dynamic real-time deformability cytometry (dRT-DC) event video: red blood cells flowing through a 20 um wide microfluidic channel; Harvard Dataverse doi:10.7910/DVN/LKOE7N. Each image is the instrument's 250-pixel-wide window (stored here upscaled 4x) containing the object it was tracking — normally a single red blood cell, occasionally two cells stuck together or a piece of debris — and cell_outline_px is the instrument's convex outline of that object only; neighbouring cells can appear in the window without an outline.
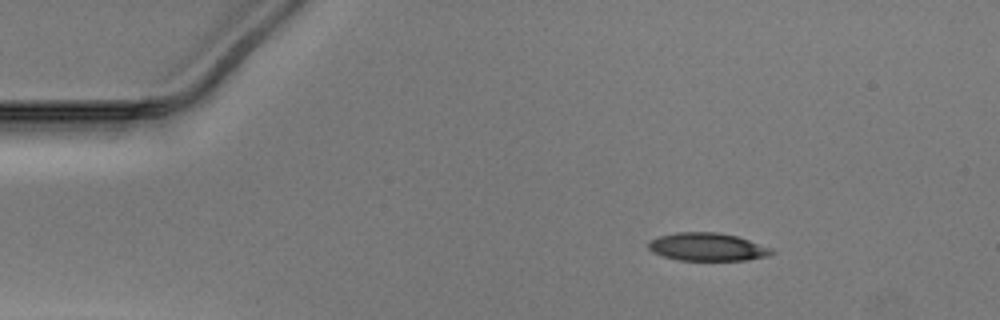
{"species": "Egyptian fruit bat (a non-hibernating species)", "species_latin": "Rousettus aegyptiacus", "temperature_condition": "warm", "stored_images_in_passage": 44, "camera_frame_rate_fps": 3000, "um_per_image_px": 0.085, "animal": {"sex": "male"}, "frame": {"image": 1, "passage_image": 1, "time_ms": 0.0, "image_size_px": [1000, 320], "cell_outline_px": [[776, 252], [768, 256], [748, 260], [680, 260], [664, 256], [652, 252], [648, 248], [648, 240], [660, 236], [676, 232], [716, 232], [736, 236], [772, 248]], "centroid_in_image_um": [60.12, 20.99], "position_along_channel_um": 24.9, "area_um2": 20.06}}
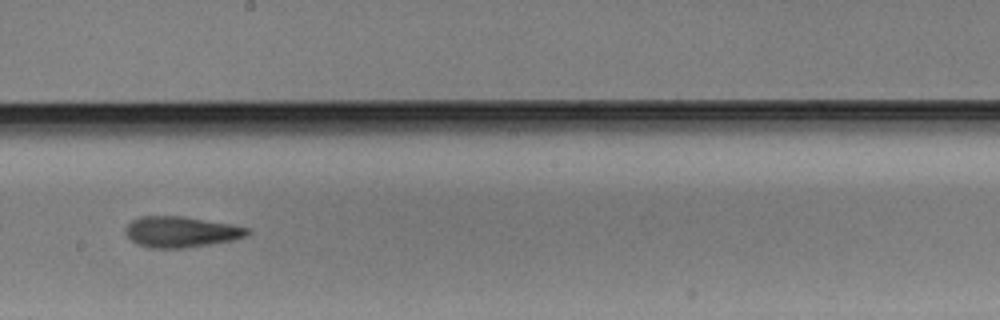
{"frame": {"image": 2, "passage_image": 22, "time_ms": 7.0, "image_size_px": [1000, 320], "cell_outline_px": [[252, 232], [248, 236], [232, 240], [184, 248], [152, 248], [140, 244], [132, 240], [124, 232], [124, 228], [132, 220], [140, 216], [184, 216], [232, 224], [252, 228]], "centroid_in_image_um": [15.44, 19.69], "position_along_channel_um": 232.8, "area_um2": 22.02}}
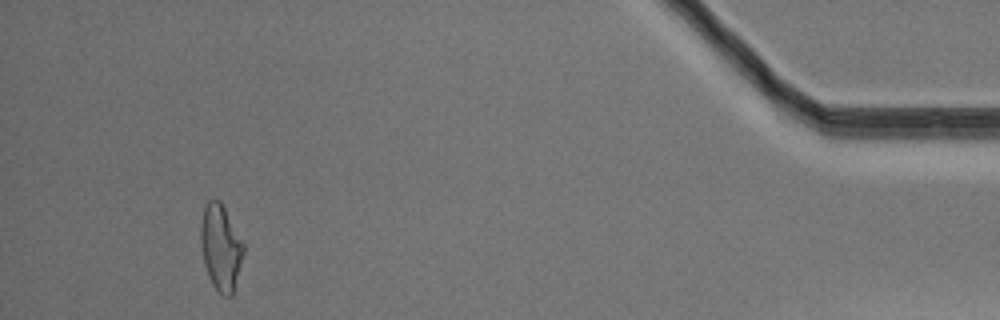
{"frame": {"image": 3, "passage_image": 41, "time_ms": 13.333, "image_size_px": [1000, 320], "cell_outline_px": [[244, 252], [232, 296], [224, 296], [212, 284], [208, 276], [204, 264], [200, 244], [200, 224], [204, 208], [208, 200], [220, 200], [244, 244]], "centroid_in_image_um": [18.75, 21.03], "position_along_channel_um": 416.5, "area_um2": 21.27}}